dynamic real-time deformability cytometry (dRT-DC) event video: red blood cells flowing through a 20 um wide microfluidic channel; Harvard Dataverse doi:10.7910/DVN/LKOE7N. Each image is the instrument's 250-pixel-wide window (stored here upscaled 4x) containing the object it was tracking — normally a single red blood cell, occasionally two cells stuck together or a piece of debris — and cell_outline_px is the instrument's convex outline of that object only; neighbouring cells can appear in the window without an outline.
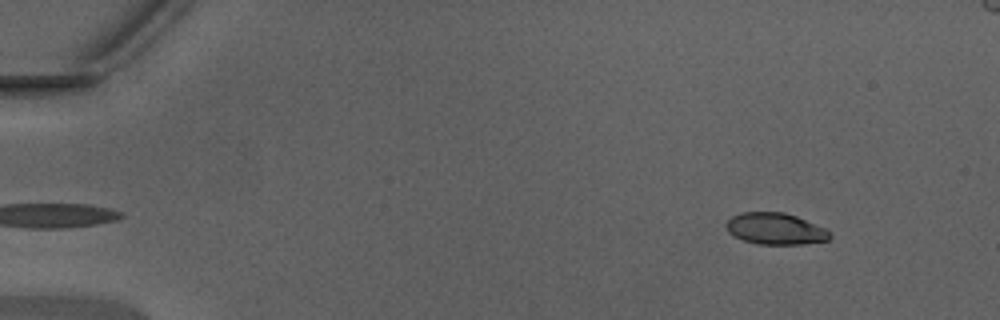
{"species": "Egyptian fruit bat (a non-hibernating species)", "species_latin": "Rousettus aegyptiacus", "temperature_condition": "warm", "stored_images_in_passage": 46, "segment_of_instrument_passage": [1, 2], "camera_frame_rate_fps": 3000, "um_per_image_px": 0.085, "animal": {"sex": "male"}, "frame": {"image": 1, "passage_image": 3, "time_ms": 0.667, "image_size_px": [1000, 320], "cell_outline_px": [[832, 236], [828, 240], [804, 244], [756, 244], [744, 240], [728, 232], [724, 224], [732, 216], [740, 212], [784, 212], [796, 216], [824, 228]], "centroid_in_image_um": [65.88, 19.44], "position_along_channel_um": 19.1, "area_um2": 18.96}}
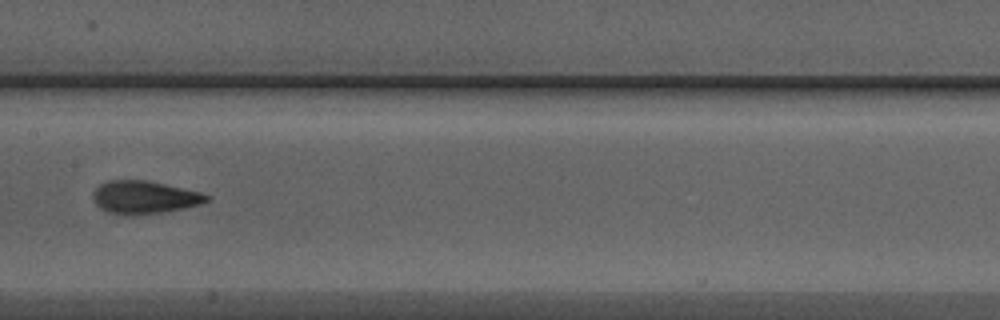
{"frame": {"image": 2, "passage_image": 23, "time_ms": 7.333, "image_size_px": [1000, 320], "cell_outline_px": [[208, 200], [200, 204], [184, 208], [160, 212], [132, 216], [124, 216], [100, 208], [92, 200], [92, 192], [100, 184], [108, 180], [144, 180], [164, 184], [200, 192], [208, 196]], "centroid_in_image_um": [12.2, 16.77], "position_along_channel_um": 195.2, "area_um2": 21.62}}
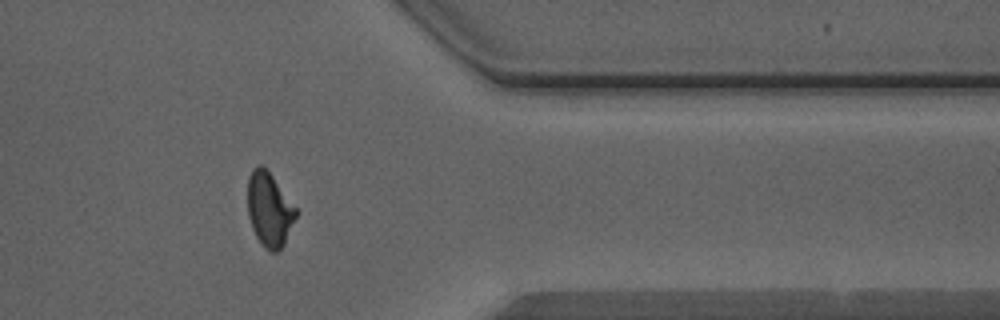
{"frame": {"image": 3, "passage_image": 37, "time_ms": 12.0, "image_size_px": [1000, 320], "cell_outline_px": [[300, 212], [284, 244], [276, 252], [272, 252], [264, 248], [256, 236], [252, 228], [248, 216], [248, 176], [252, 168], [256, 164], [260, 164], [272, 176]], "centroid_in_image_um": [22.91, 17.81], "position_along_channel_um": 388.5, "area_um2": 21.04}}